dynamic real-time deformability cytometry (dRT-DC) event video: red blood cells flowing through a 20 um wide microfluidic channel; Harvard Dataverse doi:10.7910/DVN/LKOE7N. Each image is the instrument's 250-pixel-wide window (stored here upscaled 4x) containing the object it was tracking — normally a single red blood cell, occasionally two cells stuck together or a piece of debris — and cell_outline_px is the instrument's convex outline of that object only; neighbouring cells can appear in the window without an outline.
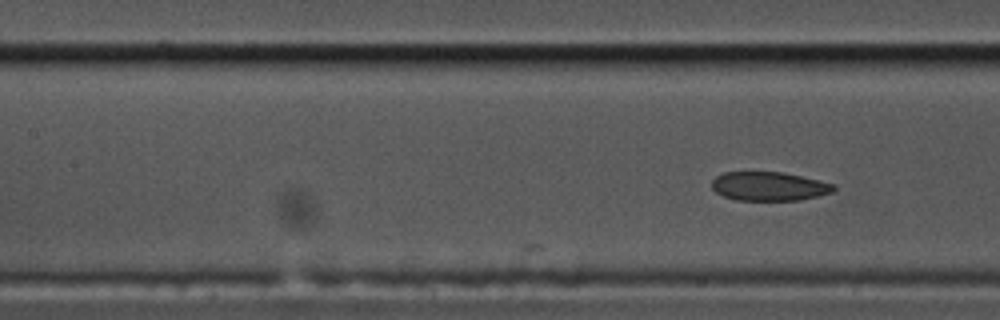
{"species": "common noctule bat (a hibernating species)", "species_latin": "Nyctalus noctula", "temperature_condition": "cold", "stored_images_in_passage": 11, "camera_frame_rate_fps": 3000, "um_per_image_px": 0.085, "animal": {"sex": "male", "body_mass_g": 17.5, "forearm_length_mm": 52.3}, "frame": {"image": 1, "passage_image": 11, "time_ms": 3.333, "image_size_px": [1000, 320], "cell_outline_px": [[836, 188], [832, 192], [800, 200], [736, 200], [724, 196], [716, 192], [712, 188], [712, 180], [716, 176], [724, 172], [780, 172], [800, 176], [836, 184]], "centroid_in_image_um": [65.36, 15.83], "position_along_channel_um": 142.0, "area_um2": 20.4}}